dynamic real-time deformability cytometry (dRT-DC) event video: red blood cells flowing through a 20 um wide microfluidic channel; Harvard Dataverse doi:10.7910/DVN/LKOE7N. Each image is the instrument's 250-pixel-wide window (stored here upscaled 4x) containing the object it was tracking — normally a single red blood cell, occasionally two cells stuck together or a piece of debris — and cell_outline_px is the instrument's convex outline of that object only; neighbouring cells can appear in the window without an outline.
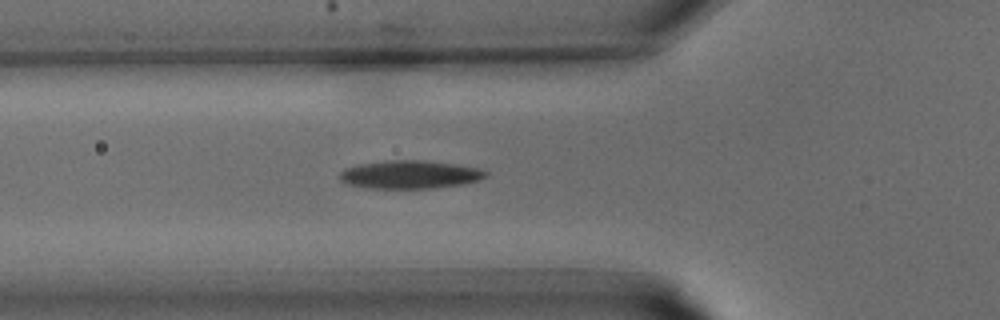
{"species": "common noctule bat (a hibernating species)", "species_latin": "Nyctalus noctula", "temperature_condition": "warm", "stored_images_in_passage": 29, "camera_frame_rate_fps": 3000, "um_per_image_px": 0.085, "animal": {"sex": "male", "body_mass_g": 15.6}, "frame": {"image": 1, "passage_image": 7, "time_ms": 2.0, "image_size_px": [1000, 320], "cell_outline_px": [[488, 176], [480, 180], [464, 184], [436, 188], [372, 188], [348, 184], [340, 180], [340, 172], [348, 168], [360, 164], [388, 160], [424, 160], [456, 164], [480, 168], [488, 172]], "centroid_in_image_um": [34.92, 14.83], "position_along_channel_um": 90.9, "area_um2": 23.99}}
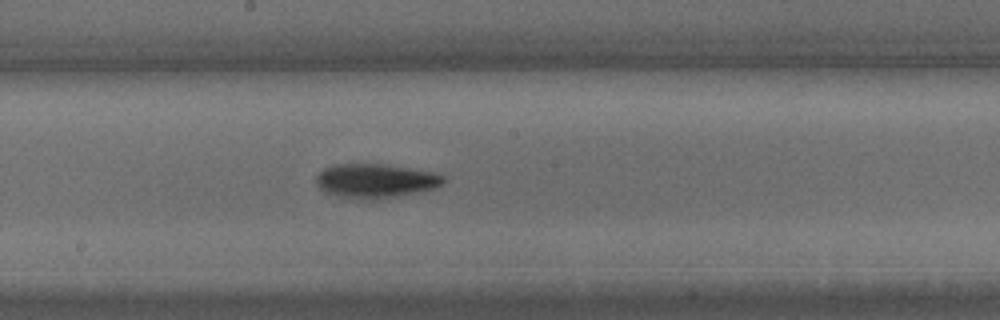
{"frame": {"image": 2, "passage_image": 13, "time_ms": 4.0, "image_size_px": [1000, 320], "cell_outline_px": [[444, 184], [436, 188], [396, 196], [372, 200], [344, 196], [324, 192], [316, 184], [316, 176], [324, 168], [336, 164], [380, 164], [408, 168], [432, 172], [444, 176]], "centroid_in_image_um": [31.91, 15.36], "position_along_channel_um": 216.3, "area_um2": 24.91}}
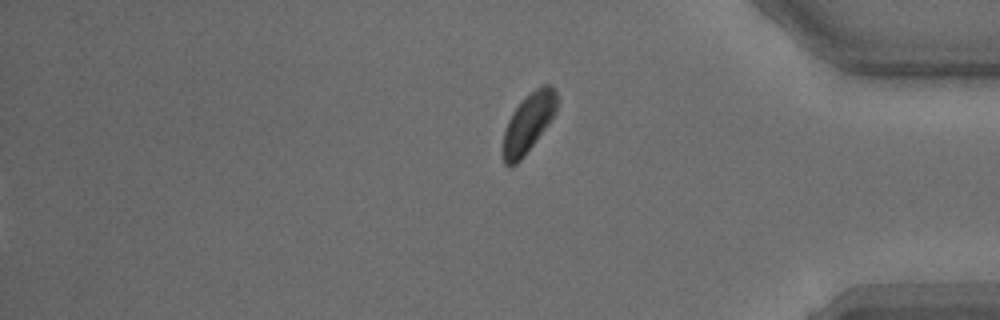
{"frame": {"image": 3, "passage_image": 29, "time_ms": 9.333, "image_size_px": [1000, 320], "cell_outline_px": [[556, 112], [548, 124], [524, 156], [516, 164], [508, 168], [504, 164], [500, 152], [504, 132], [508, 120], [512, 112], [524, 96], [540, 84], [552, 84], [556, 88]], "centroid_in_image_um": [44.87, 10.45], "position_along_channel_um": 390.3, "area_um2": 19.02}}